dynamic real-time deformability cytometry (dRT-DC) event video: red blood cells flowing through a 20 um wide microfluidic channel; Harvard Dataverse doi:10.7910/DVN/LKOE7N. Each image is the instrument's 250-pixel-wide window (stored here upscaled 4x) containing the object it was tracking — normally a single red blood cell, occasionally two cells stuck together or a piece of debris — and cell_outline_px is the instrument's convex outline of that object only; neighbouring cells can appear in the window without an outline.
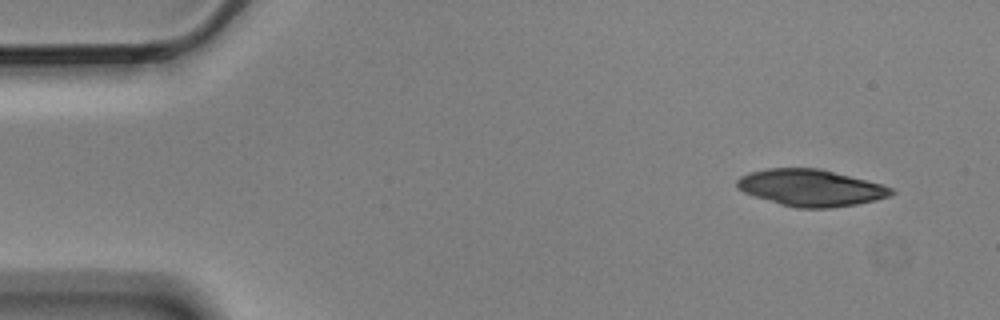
{"species": "Egyptian fruit bat (a non-hibernating species)", "species_latin": "Rousettus aegyptiacus", "temperature_condition": "cold", "stored_images_in_passage": 5, "camera_frame_rate_fps": 3000, "um_per_image_px": 0.085, "animal": {"sex": "male"}, "frame": {"image": 1, "passage_image": 1, "time_ms": 0.0, "image_size_px": [1000, 320], "cell_outline_px": [[896, 192], [888, 196], [876, 200], [856, 204], [832, 208], [796, 208], [780, 204], [744, 192], [736, 188], [736, 180], [740, 176], [748, 172], [768, 168], [820, 168], [880, 184], [892, 188]], "centroid_in_image_um": [68.88, 15.96], "position_along_channel_um": 16.1, "area_um2": 32.89}}
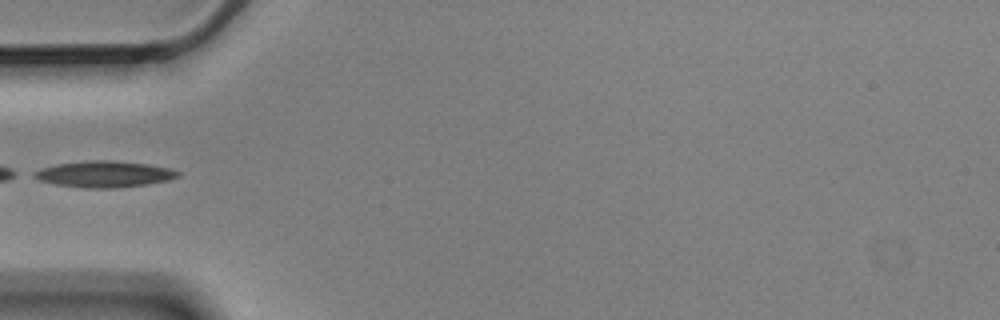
{"frame": {"image": 2, "passage_image": 5, "time_ms": 1.333, "image_size_px": [1000, 320], "cell_outline_px": [[180, 176], [168, 180], [144, 184], [116, 188], [84, 188], [56, 184], [40, 180], [32, 176], [32, 172], [40, 168], [56, 164], [92, 160], [112, 160], [148, 164], [168, 168], [180, 172]], "centroid_in_image_um": [8.83, 14.79], "position_along_channel_um": 76.2, "area_um2": 21.91}}